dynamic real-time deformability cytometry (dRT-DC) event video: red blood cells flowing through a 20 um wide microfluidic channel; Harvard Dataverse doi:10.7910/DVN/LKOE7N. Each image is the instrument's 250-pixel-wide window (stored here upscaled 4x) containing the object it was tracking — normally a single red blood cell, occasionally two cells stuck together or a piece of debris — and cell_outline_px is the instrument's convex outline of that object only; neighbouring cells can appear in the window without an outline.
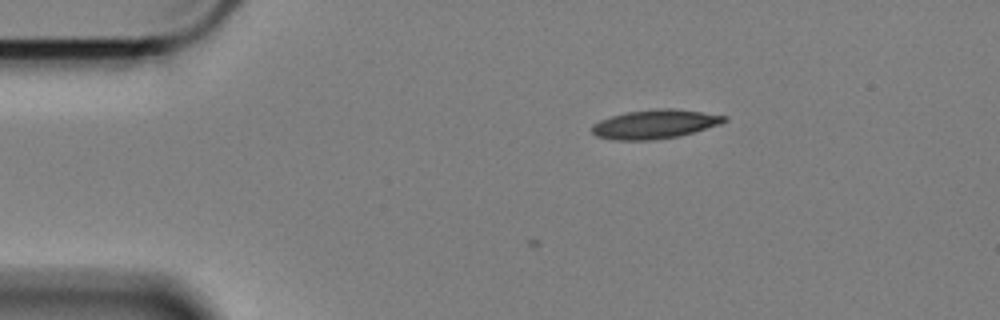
{"species": "Egyptian fruit bat (a non-hibernating species)", "species_latin": "Rousettus aegyptiacus", "temperature_condition": "cold", "stored_images_in_passage": 7, "camera_frame_rate_fps": 3000, "um_per_image_px": 0.085, "animal": {"sex": "female"}, "frame": {"image": 1, "passage_image": 1, "time_ms": 0.0, "image_size_px": [1000, 320], "cell_outline_px": [[728, 120], [720, 124], [680, 136], [652, 140], [612, 140], [596, 136], [592, 132], [592, 124], [600, 120], [624, 112], [656, 108], [672, 108], [728, 116]], "centroid_in_image_um": [55.65, 10.55], "position_along_channel_um": 29.4, "area_um2": 22.43}}